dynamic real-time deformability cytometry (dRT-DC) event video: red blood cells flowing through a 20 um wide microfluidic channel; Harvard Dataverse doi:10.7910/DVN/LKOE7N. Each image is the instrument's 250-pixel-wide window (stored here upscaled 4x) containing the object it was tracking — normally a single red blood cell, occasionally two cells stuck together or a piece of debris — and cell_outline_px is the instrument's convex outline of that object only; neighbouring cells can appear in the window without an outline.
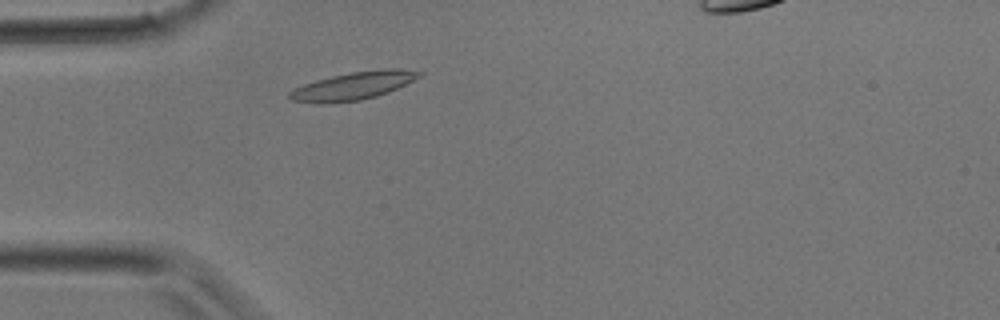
{"species": "common noctule bat (a hibernating species)", "species_latin": "Nyctalus noctula", "temperature_condition": "room temperature", "stored_images_in_passage": 27, "camera_frame_rate_fps": 3000, "um_per_image_px": 0.085, "animal": {"sex": "male", "body_mass_g": 17.9}, "frame": {"image": 1, "passage_image": 4, "time_ms": 1.0, "image_size_px": [1000, 320], "cell_outline_px": [[424, 72], [420, 76], [388, 92], [376, 96], [360, 100], [292, 100], [288, 96], [288, 92], [304, 84], [316, 80], [332, 76], [352, 72], [384, 68], [400, 68]], "centroid_in_image_um": [30.14, 7.22], "position_along_channel_um": 54.9, "area_um2": 19.83}}
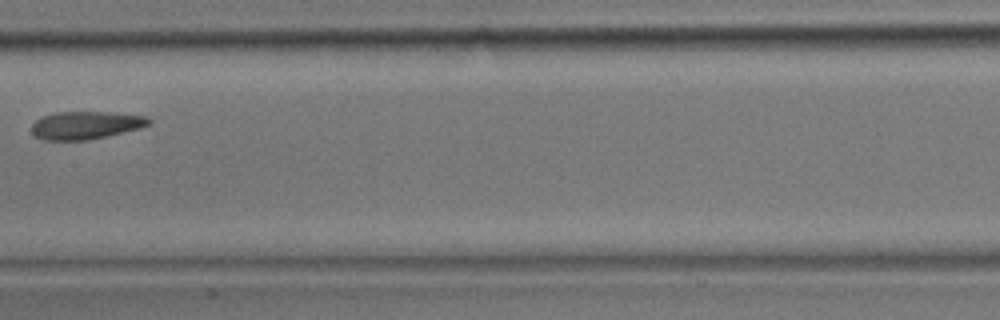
{"frame": {"image": 2, "passage_image": 12, "time_ms": 3.667, "image_size_px": [1000, 320], "cell_outline_px": [[152, 124], [88, 140], [44, 140], [36, 136], [32, 132], [32, 124], [36, 120], [44, 116], [56, 112], [108, 112], [148, 116], [152, 120]], "centroid_in_image_um": [7.28, 10.63], "position_along_channel_um": 200.1, "area_um2": 18.73}}
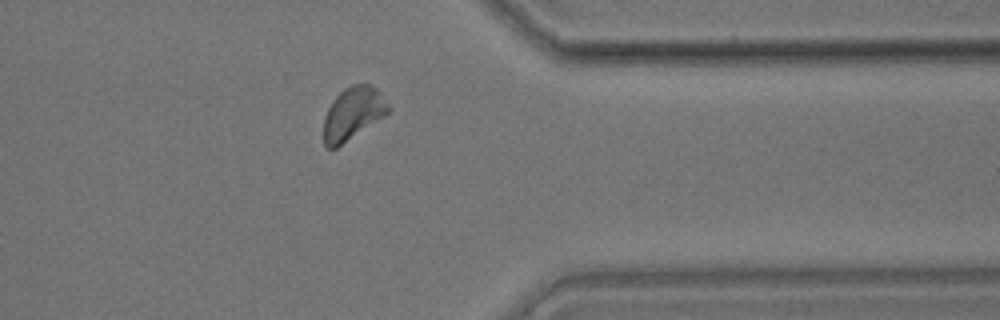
{"frame": {"image": 3, "passage_image": 22, "time_ms": 7.0, "image_size_px": [1000, 320], "cell_outline_px": [[392, 108], [384, 116], [336, 148], [328, 148], [324, 144], [324, 116], [332, 100], [344, 88], [352, 84], [368, 84], [376, 88]], "centroid_in_image_um": [29.99, 9.63], "position_along_channel_um": 381.4, "area_um2": 19.65}}